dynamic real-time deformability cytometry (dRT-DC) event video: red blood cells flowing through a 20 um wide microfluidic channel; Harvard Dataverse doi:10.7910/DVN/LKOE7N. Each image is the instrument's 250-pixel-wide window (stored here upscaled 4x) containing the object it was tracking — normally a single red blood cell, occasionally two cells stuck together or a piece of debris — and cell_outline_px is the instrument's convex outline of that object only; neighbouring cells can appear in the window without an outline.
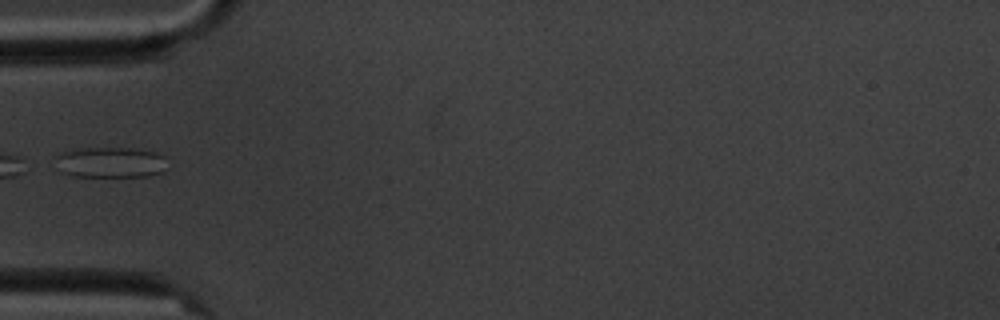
{"species": "common noctule bat (a hibernating species)", "species_latin": "Nyctalus noctula", "temperature_condition": "cold", "stored_images_in_passage": 9, "camera_frame_rate_fps": 3000, "um_per_image_px": 0.085, "animal": {"sex": "male", "body_mass_g": 20.1, "forearm_length_mm": 53.5}, "frame": {"image": 1, "passage_image": 2, "time_ms": 1.333, "image_size_px": [1000, 320], "cell_outline_px": [[164, 172], [148, 176], [72, 176], [60, 172], [52, 156], [60, 152], [72, 148], [132, 148], [152, 152], [164, 156]], "centroid_in_image_um": [9.27, 13.79], "position_along_channel_um": 75.7, "area_um2": 20.23}}
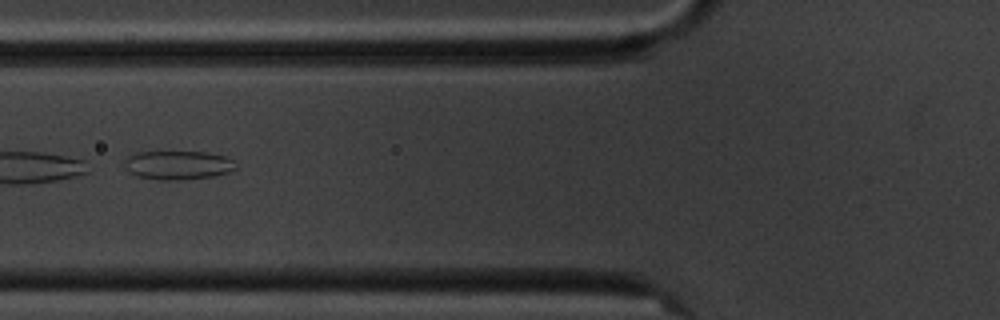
{"frame": {"image": 2, "passage_image": 3, "time_ms": 2.333, "image_size_px": [1000, 320], "cell_outline_px": [[236, 168], [228, 172], [212, 176], [180, 180], [160, 180], [136, 176], [128, 172], [124, 164], [124, 160], [128, 156], [136, 152], [208, 152], [224, 156], [232, 160]], "centroid_in_image_um": [15.07, 14.03], "position_along_channel_um": 110.7, "area_um2": 18.67}}
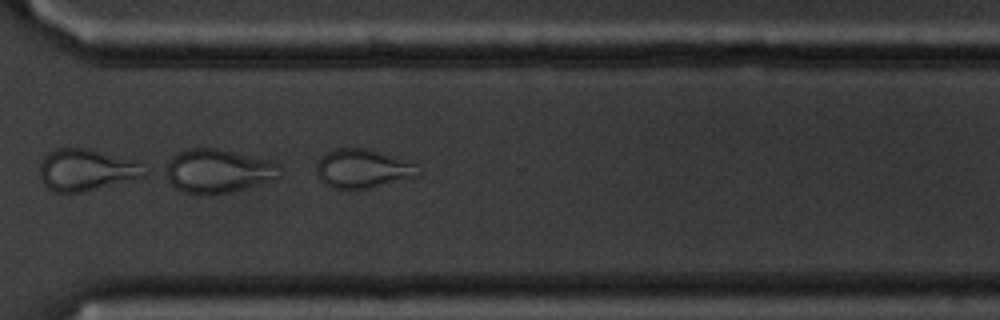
{"frame": {"image": 3, "passage_image": 9, "time_ms": 9.0, "image_size_px": [1000, 320], "cell_outline_px": [[424, 172], [420, 176], [368, 188], [332, 188], [324, 184], [320, 180], [316, 172], [316, 164], [320, 156], [336, 148], [368, 148], [408, 160], [420, 164]], "centroid_in_image_um": [30.91, 14.32], "position_along_channel_um": 339.7, "area_um2": 23.58}}